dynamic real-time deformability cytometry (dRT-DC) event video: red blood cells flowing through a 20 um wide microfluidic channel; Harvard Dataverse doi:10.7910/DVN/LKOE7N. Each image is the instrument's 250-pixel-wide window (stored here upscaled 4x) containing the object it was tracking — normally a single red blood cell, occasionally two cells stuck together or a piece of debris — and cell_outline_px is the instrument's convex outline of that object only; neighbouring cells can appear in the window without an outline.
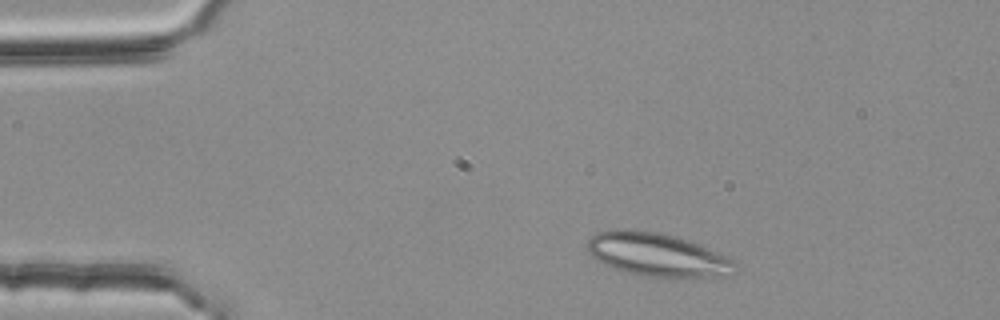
{"species": "common noctule bat (a hibernating species)", "species_latin": "Nyctalus noctula", "temperature_condition": "room temperature", "stored_images_in_passage": 2, "camera_frame_rate_fps": 3000, "um_per_image_px": 0.085, "animal": {"sex": "female", "body_mass_g": 25.1}, "frame": {"image": 1, "passage_image": 1, "time_ms": 0.0, "image_size_px": [1000, 320], "cell_outline_px": [[736, 264], [720, 276], [672, 280], [640, 276], [604, 264], [592, 256], [588, 252], [588, 240], [596, 232], [624, 228], [660, 232], [692, 240], [732, 260]], "centroid_in_image_um": [55.82, 21.66], "position_along_channel_um": 29.2, "area_um2": 37.63}}